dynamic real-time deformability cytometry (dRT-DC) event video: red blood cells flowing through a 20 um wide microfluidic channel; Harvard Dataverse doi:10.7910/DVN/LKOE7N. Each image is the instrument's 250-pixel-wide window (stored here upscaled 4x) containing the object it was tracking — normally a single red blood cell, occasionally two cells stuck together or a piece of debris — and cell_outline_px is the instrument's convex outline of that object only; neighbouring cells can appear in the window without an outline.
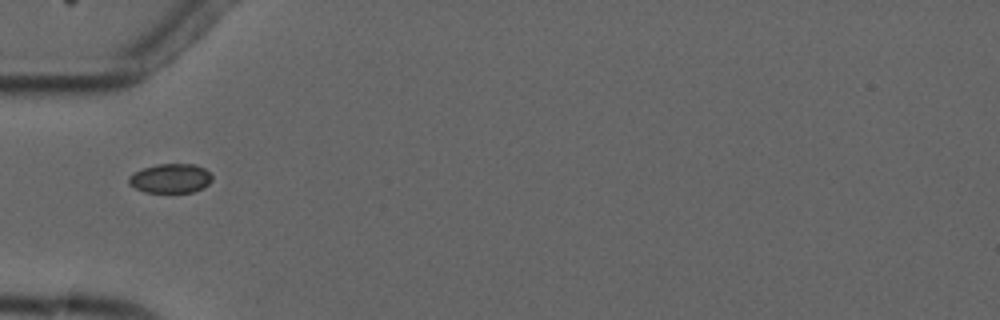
{"species": "common noctule bat (a hibernating species)", "species_latin": "Nyctalus noctula", "temperature_condition": "cold", "stored_images_in_passage": 9, "camera_frame_rate_fps": 3000, "um_per_image_px": 0.085, "animal": {"sex": "male", "forearm_length_mm": 52.5}, "frame": {"image": 1, "passage_image": 6, "time_ms": 6.0, "image_size_px": [1000, 320], "cell_outline_px": [[212, 180], [204, 188], [192, 192], [144, 192], [128, 184], [128, 176], [144, 168], [156, 164], [196, 164], [204, 168], [212, 176]], "centroid_in_image_um": [14.5, 15.16], "position_along_channel_um": 70.5, "area_um2": 14.22}}
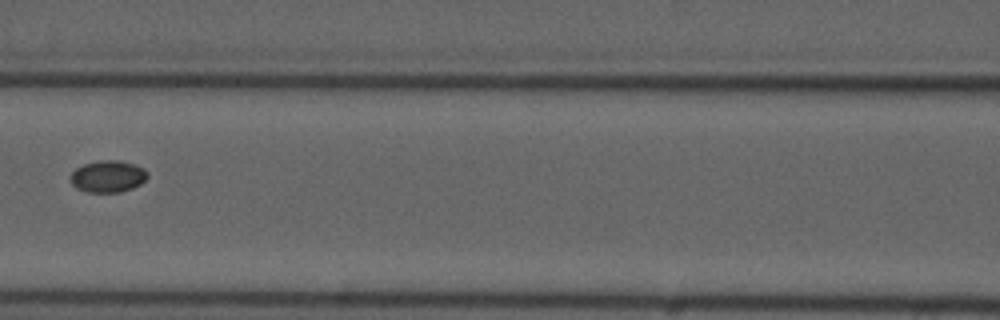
{"frame": {"image": 2, "passage_image": 8, "time_ms": 8.333, "image_size_px": [1000, 320], "cell_outline_px": [[148, 176], [140, 184], [132, 188], [120, 192], [88, 192], [76, 188], [72, 184], [68, 176], [76, 168], [84, 164], [100, 160], [116, 160], [136, 164], [144, 168], [148, 172]], "centroid_in_image_um": [9.16, 14.99], "position_along_channel_um": 157.4, "area_um2": 14.39}}
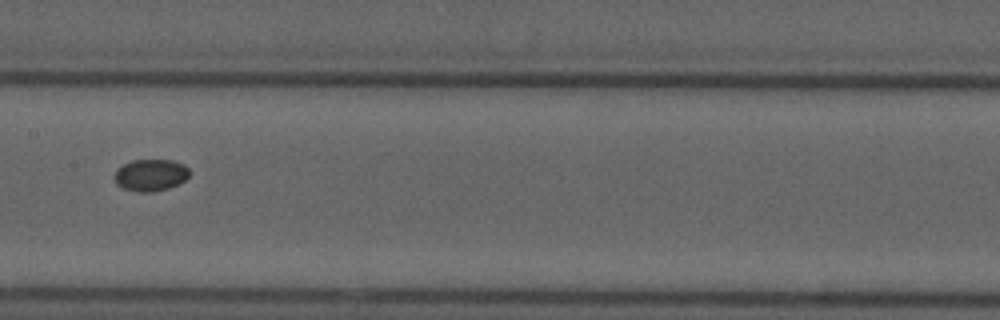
{"frame": {"image": 3, "passage_image": 9, "time_ms": 9.333, "image_size_px": [1000, 320], "cell_outline_px": [[188, 176], [184, 180], [168, 188], [152, 192], [140, 192], [124, 188], [116, 184], [116, 168], [132, 160], [172, 160], [184, 164], [188, 168]], "centroid_in_image_um": [12.8, 14.87], "position_along_channel_um": 194.6, "area_um2": 13.7}}